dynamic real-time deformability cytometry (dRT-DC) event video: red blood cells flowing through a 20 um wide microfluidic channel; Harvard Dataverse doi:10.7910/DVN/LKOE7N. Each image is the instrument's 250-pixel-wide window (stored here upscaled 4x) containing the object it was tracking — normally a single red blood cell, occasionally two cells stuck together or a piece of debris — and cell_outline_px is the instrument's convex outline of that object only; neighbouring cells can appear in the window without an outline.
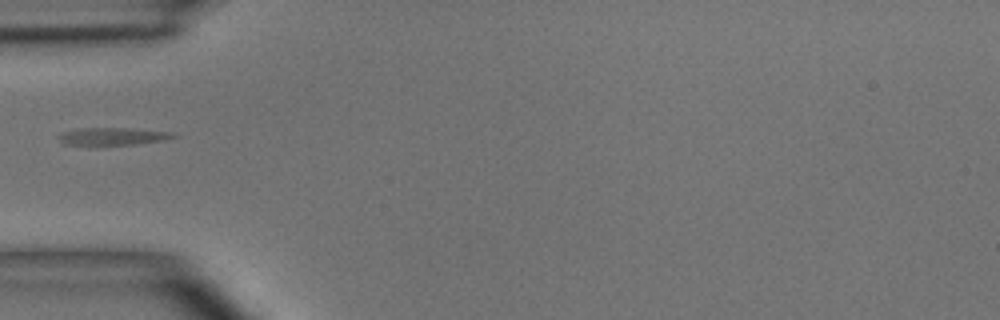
{"species": "common noctule bat (a hibernating species)", "species_latin": "Nyctalus noctula", "temperature_condition": "room temperature", "stored_images_in_passage": 2, "camera_frame_rate_fps": 3000, "um_per_image_px": 0.085, "animal": {"sex": "male", "body_mass_g": 15.6}, "frame": {"image": 1, "passage_image": 1, "time_ms": 0.0, "image_size_px": [1000, 320], "cell_outline_px": [[176, 136], [160, 140], [136, 144], [92, 148], [60, 144], [56, 136], [64, 132], [76, 128], [124, 128], [168, 132]], "centroid_in_image_um": [9.31, 11.65], "position_along_channel_um": 75.7, "area_um2": 12.31}}
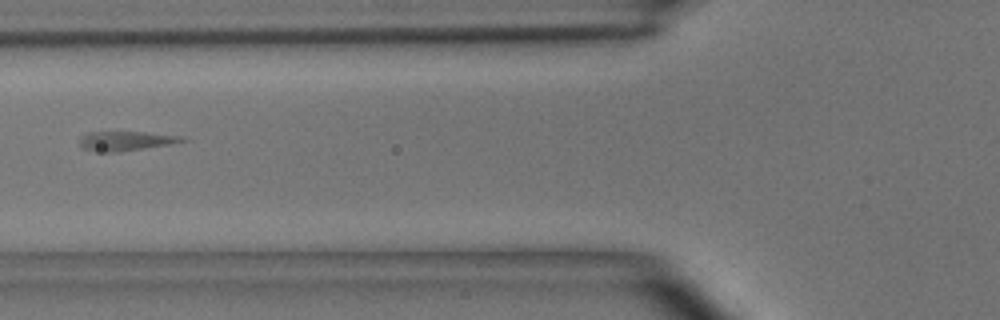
{"frame": {"image": 2, "passage_image": 2, "time_ms": 1.0, "image_size_px": [1000, 320], "cell_outline_px": [[188, 140], [168, 144], [144, 148], [116, 152], [108, 152], [80, 148], [80, 136], [88, 132], [144, 132], [184, 136]], "centroid_in_image_um": [10.68, 11.97], "position_along_channel_um": 115.1, "area_um2": 11.44}}